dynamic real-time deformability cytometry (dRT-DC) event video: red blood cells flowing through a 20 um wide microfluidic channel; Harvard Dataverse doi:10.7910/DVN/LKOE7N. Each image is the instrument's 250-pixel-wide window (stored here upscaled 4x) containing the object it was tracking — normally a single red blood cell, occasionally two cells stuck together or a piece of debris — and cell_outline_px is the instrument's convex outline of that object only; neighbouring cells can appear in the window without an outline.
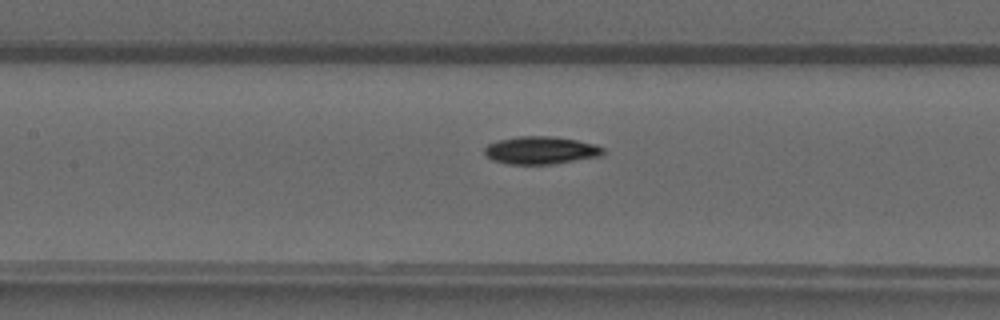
{"species": "common noctule bat (a hibernating species)", "species_latin": "Nyctalus noctula", "temperature_condition": "warm", "stored_images_in_passage": 47, "camera_frame_rate_fps": 3000, "um_per_image_px": 0.085, "animal": {"sex": "male", "forearm_length_mm": 52.5}, "frame": {"image": 1, "passage_image": 20, "time_ms": 6.333, "image_size_px": [1000, 320], "cell_outline_px": [[604, 152], [600, 156], [552, 164], [508, 164], [492, 160], [484, 152], [484, 148], [488, 144], [500, 140], [516, 136], [552, 136], [576, 140], [596, 144], [604, 148]], "centroid_in_image_um": [45.97, 12.77], "position_along_channel_um": 161.4, "area_um2": 19.07}}
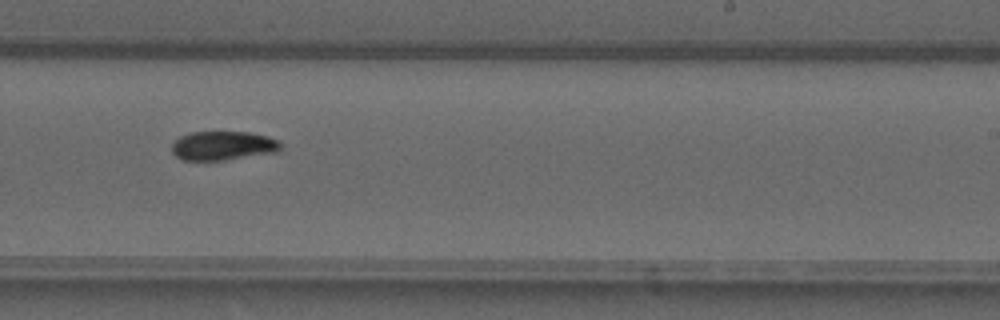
{"frame": {"image": 2, "passage_image": 28, "time_ms": 9.0, "image_size_px": [1000, 320], "cell_outline_px": [[280, 148], [276, 152], [224, 160], [180, 160], [172, 152], [172, 144], [180, 136], [192, 132], [248, 132], [268, 136], [280, 140]], "centroid_in_image_um": [18.95, 12.38], "position_along_channel_um": 270.1, "area_um2": 18.38}}
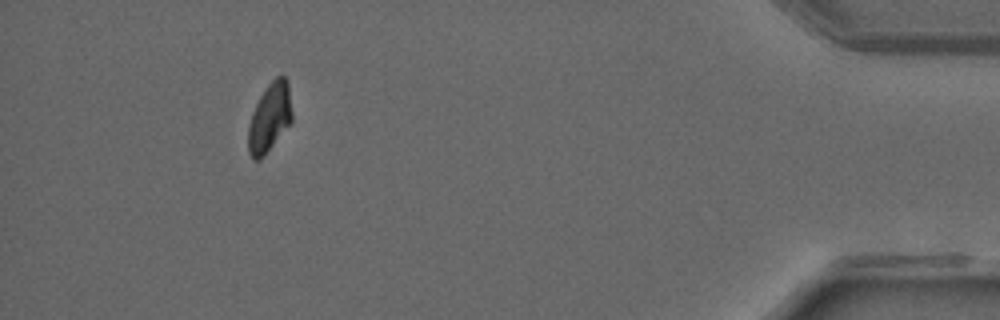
{"frame": {"image": 3, "passage_image": 43, "time_ms": 14.0, "image_size_px": [1000, 320], "cell_outline_px": [[292, 120], [264, 156], [260, 160], [252, 160], [248, 152], [248, 128], [252, 112], [260, 96], [268, 84], [276, 76], [284, 76], [288, 80], [292, 112]], "centroid_in_image_um": [22.91, 9.99], "position_along_channel_um": 412.3, "area_um2": 17.51}, "authors_computed_cell_mechanics": {"area_um2": 18.3226, "velocity_mm_per_s": 4.0976, "shape_relaxation_time_tau1_ms": 6.283, "shape_relaxation_time_tau2_ms": null, "deformation_change_tau1": 0.1756, "deformation_change_tau2": null}}